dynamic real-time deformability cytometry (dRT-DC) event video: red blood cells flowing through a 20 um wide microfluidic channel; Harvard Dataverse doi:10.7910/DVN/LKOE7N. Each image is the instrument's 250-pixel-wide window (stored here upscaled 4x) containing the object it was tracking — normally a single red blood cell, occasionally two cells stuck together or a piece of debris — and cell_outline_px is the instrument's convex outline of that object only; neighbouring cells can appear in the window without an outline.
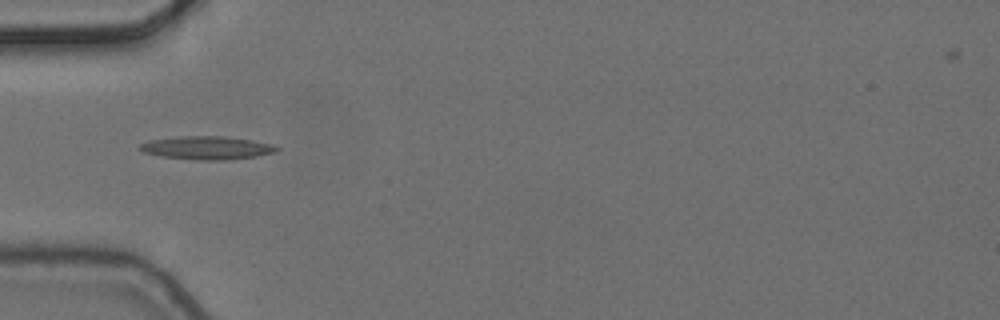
{"species": "common noctule bat (a hibernating species)", "species_latin": "Nyctalus noctula", "temperature_condition": "cold", "stored_images_in_passage": 9, "camera_frame_rate_fps": 3000, "um_per_image_px": 0.085, "animal": {"sex": "female", "body_mass_g": 24.6, "forearm_length_mm": 56.2}, "frame": {"image": 1, "passage_image": 6, "time_ms": 1.667, "image_size_px": [1000, 320], "cell_outline_px": [[280, 148], [276, 152], [256, 156], [224, 160], [196, 160], [160, 156], [144, 152], [140, 148], [140, 144], [152, 140], [180, 136], [224, 136], [272, 144]], "centroid_in_image_um": [17.6, 12.57], "position_along_channel_um": 67.4, "area_um2": 18.26}}
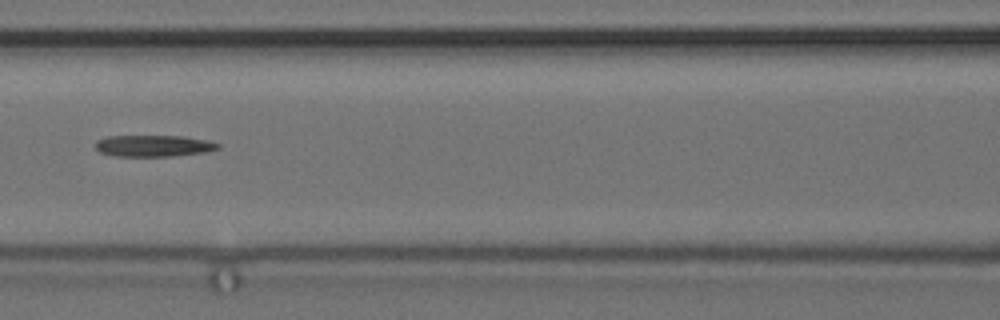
{"frame": {"image": 2, "passage_image": 8, "time_ms": 2.333, "image_size_px": [1000, 320], "cell_outline_px": [[220, 148], [208, 152], [172, 156], [112, 156], [100, 152], [96, 148], [96, 140], [108, 136], [184, 136], [208, 140], [220, 144]], "centroid_in_image_um": [13.08, 12.4], "position_along_channel_um": 153.5, "area_um2": 15.49}}
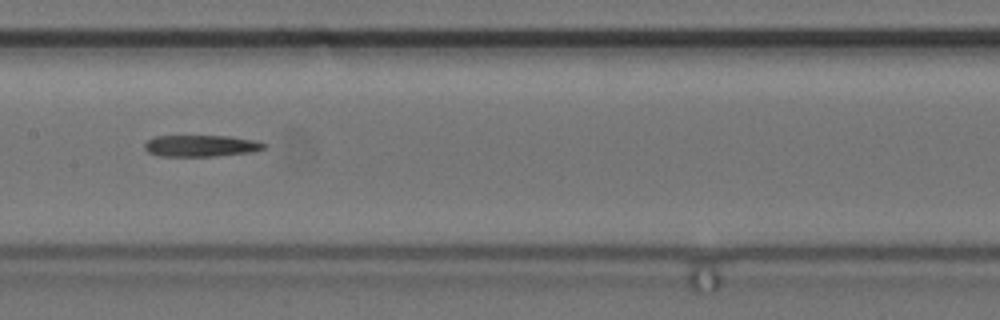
{"frame": {"image": 3, "passage_image": 9, "time_ms": 2.667, "image_size_px": [1000, 320], "cell_outline_px": [[268, 148], [252, 152], [216, 156], [160, 156], [148, 152], [144, 148], [144, 144], [152, 136], [228, 136], [256, 140], [268, 144]], "centroid_in_image_um": [17.13, 12.39], "position_along_channel_um": 190.3, "area_um2": 15.2}}